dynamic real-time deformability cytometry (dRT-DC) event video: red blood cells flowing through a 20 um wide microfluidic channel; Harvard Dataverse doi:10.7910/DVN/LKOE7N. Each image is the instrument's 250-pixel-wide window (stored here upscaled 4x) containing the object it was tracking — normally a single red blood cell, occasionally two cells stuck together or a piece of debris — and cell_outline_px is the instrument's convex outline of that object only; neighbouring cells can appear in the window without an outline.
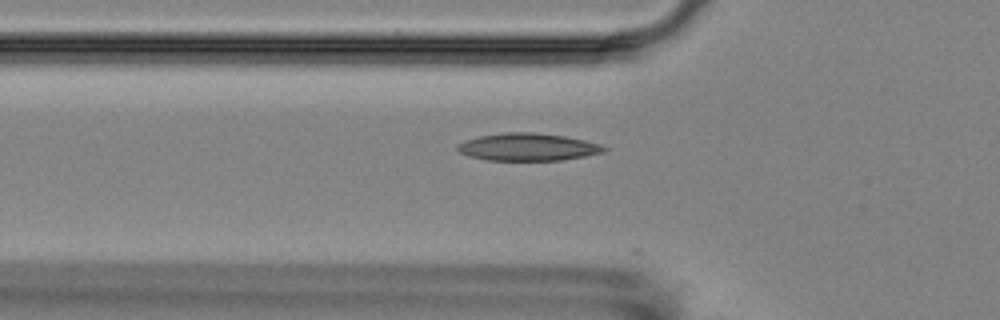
{"species": "Egyptian fruit bat (a non-hibernating species)", "species_latin": "Rousettus aegyptiacus", "temperature_condition": "room temperature", "stored_images_in_passage": 5, "camera_frame_rate_fps": 3000, "um_per_image_px": 0.085, "animal": {"sex": "female"}, "frame": {"image": 1, "passage_image": 5, "time_ms": 6.333, "image_size_px": [1000, 320], "cell_outline_px": [[608, 148], [604, 152], [584, 156], [560, 160], [488, 160], [468, 156], [460, 152], [456, 148], [456, 144], [464, 140], [476, 136], [504, 132], [536, 132], [564, 136], [584, 140], [600, 144]], "centroid_in_image_um": [44.82, 12.48], "position_along_channel_um": 81.0, "area_um2": 23.58}}